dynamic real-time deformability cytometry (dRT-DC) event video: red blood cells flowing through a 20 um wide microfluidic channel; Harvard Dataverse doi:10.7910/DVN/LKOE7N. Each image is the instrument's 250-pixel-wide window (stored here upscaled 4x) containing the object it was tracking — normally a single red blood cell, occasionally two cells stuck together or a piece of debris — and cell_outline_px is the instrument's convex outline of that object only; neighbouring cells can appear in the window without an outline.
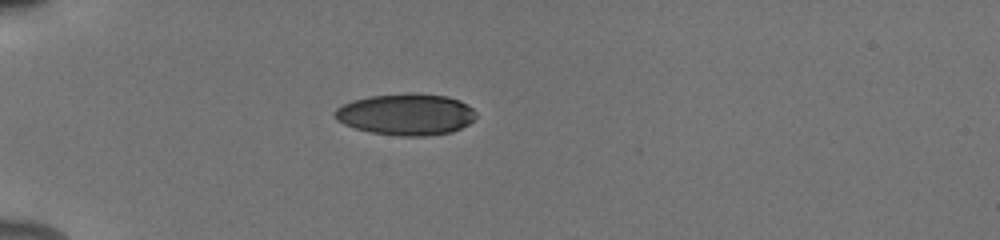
{"species": "human", "species_latin": "Homo sapiens", "temperature_condition": "cold", "stored_images_in_passage": 38, "camera_frame_rate_fps": 3000, "um_per_image_px": 0.085, "donor": {"sex": "male"}, "frame": {"image": 1, "passage_image": 1, "time_ms": 0.0, "image_size_px": [1000, 240], "cell_outline_px": [[476, 116], [468, 124], [452, 132], [424, 136], [400, 136], [372, 132], [356, 128], [344, 124], [336, 120], [332, 116], [332, 112], [336, 108], [352, 100], [372, 96], [408, 92], [416, 92], [448, 96], [460, 100], [468, 104], [476, 112]], "centroid_in_image_um": [34.51, 9.7], "position_along_channel_um": 50.5, "area_um2": 34.45}}
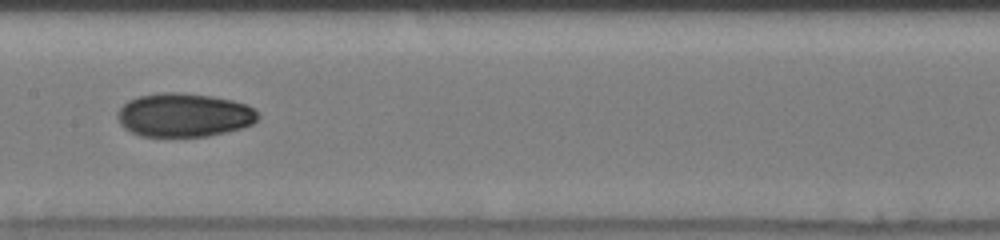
{"frame": {"image": 2, "passage_image": 14, "time_ms": 4.333, "image_size_px": [1000, 240], "cell_outline_px": [[260, 116], [252, 124], [240, 128], [208, 136], [140, 136], [124, 128], [120, 124], [120, 108], [128, 100], [140, 96], [160, 92], [180, 92], [212, 96], [232, 100], [248, 104]], "centroid_in_image_um": [15.66, 9.77], "position_along_channel_um": 191.7, "area_um2": 35.49}}
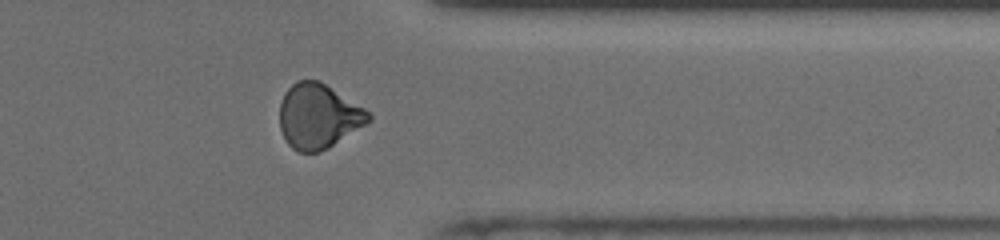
{"frame": {"image": 3, "passage_image": 29, "time_ms": 9.333, "image_size_px": [1000, 240], "cell_outline_px": [[372, 120], [328, 148], [320, 152], [300, 152], [292, 148], [288, 144], [280, 128], [280, 104], [284, 92], [296, 80], [320, 80], [372, 112]], "centroid_in_image_um": [27.08, 9.86], "position_along_channel_um": 384.3, "area_um2": 33.76}, "authors_computed_cell_mechanics": {"area_um2": 34.4199, "velocity_mm_per_s": 3.9201, "shape_relaxation_time_tau1_ms": 5.8784, "shape_relaxation_time_tau2_ms": 4.8757, "deformation_change_tau1": 0.1477, "deformation_change_tau2": 0.0795}}